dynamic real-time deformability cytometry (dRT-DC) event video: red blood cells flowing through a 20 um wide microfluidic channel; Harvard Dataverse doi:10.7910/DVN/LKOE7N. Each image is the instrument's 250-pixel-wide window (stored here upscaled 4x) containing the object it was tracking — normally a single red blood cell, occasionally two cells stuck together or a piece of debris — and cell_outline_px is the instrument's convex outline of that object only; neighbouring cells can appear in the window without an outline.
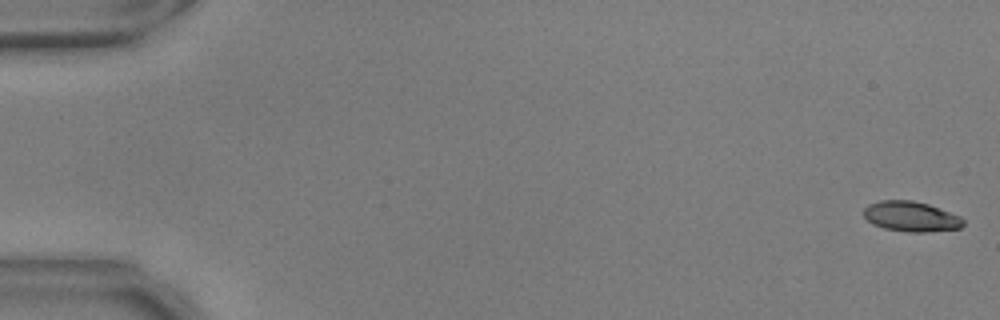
{"species": "common noctule bat (a hibernating species)", "species_latin": "Nyctalus noctula", "temperature_condition": "warm", "stored_images_in_passage": 55, "camera_frame_rate_fps": 3000, "um_per_image_px": 0.085, "animal": {"sex": "male", "body_mass_g": 17.9, "forearm_length_mm": 54.2}, "frame": {"image": 1, "passage_image": 1, "time_ms": 0.0, "image_size_px": [1000, 320], "cell_outline_px": [[964, 224], [960, 228], [924, 232], [908, 232], [884, 228], [872, 224], [864, 216], [864, 208], [868, 204], [880, 200], [912, 200], [928, 204], [960, 216], [964, 220]], "centroid_in_image_um": [77.42, 18.4], "position_along_channel_um": 7.6, "area_um2": 17.46}}
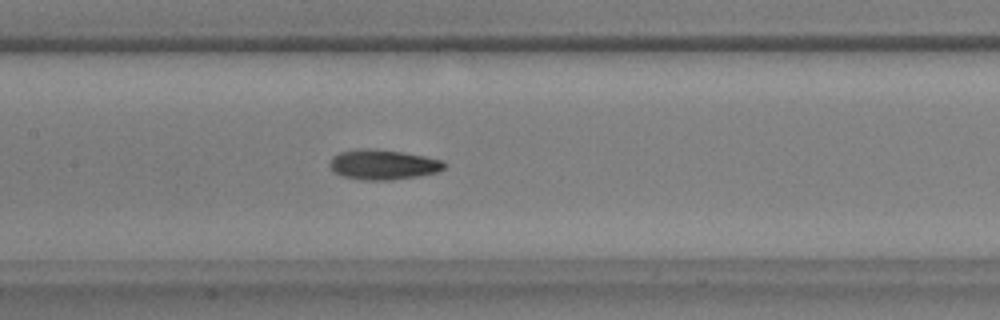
{"frame": {"image": 2, "passage_image": 27, "time_ms": 8.667, "image_size_px": [1000, 320], "cell_outline_px": [[444, 168], [436, 172], [420, 176], [392, 180], [360, 180], [340, 176], [332, 172], [328, 164], [332, 156], [340, 152], [360, 148], [376, 148], [404, 152], [444, 160]], "centroid_in_image_um": [32.5, 13.99], "position_along_channel_um": 174.9, "area_um2": 20.46}}
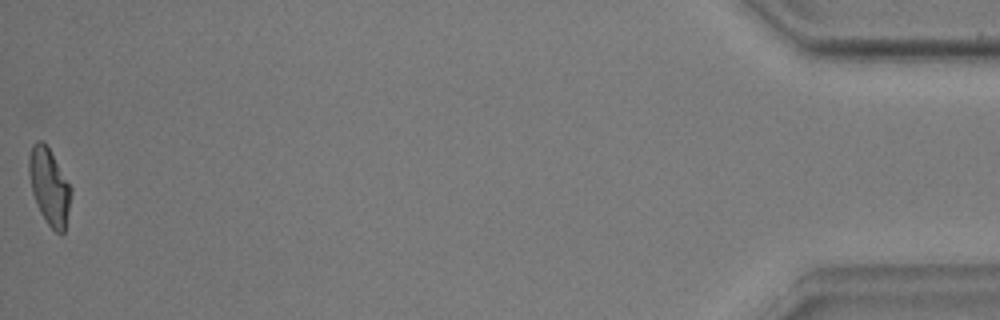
{"frame": {"image": 3, "passage_image": 55, "time_ms": 18.0, "image_size_px": [1000, 320], "cell_outline_px": [[72, 192], [64, 232], [56, 232], [48, 224], [40, 212], [32, 192], [28, 172], [28, 156], [32, 144], [36, 140], [44, 140], [72, 188]], "centroid_in_image_um": [4.17, 15.8], "position_along_channel_um": 431.0, "area_um2": 18.67}, "authors_computed_cell_mechanics": {"area_um2": 18.8428, "velocity_mm_per_s": 3.726, "shape_relaxation_time_tau1_ms": 3.862, "shape_relaxation_time_tau2_ms": 1.4588, "deformation_change_tau1": 0.1812, "deformation_change_tau2": 0.0777}}